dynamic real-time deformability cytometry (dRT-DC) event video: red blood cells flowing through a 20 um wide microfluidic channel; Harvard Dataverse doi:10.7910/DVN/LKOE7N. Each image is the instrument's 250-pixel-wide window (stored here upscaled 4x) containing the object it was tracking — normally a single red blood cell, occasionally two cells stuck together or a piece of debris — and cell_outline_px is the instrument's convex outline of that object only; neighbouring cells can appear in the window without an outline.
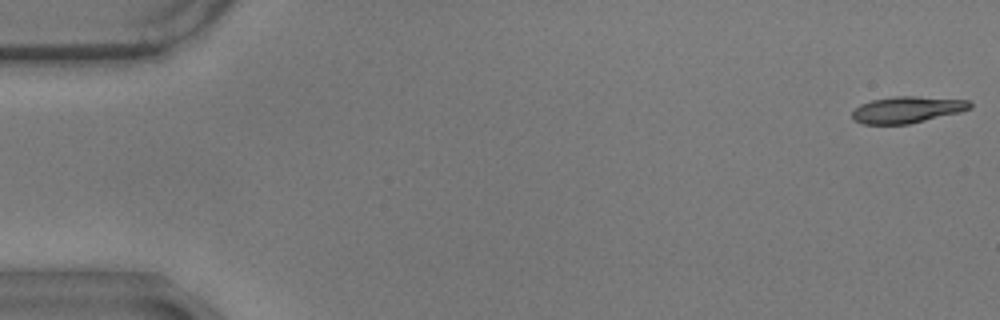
{"species": "common noctule bat (a hibernating species)", "species_latin": "Nyctalus noctula", "temperature_condition": "warm", "stored_images_in_passage": 9, "camera_frame_rate_fps": 3000, "um_per_image_px": 0.085, "animal": {"sex": "male", "body_mass_g": 17.9}, "frame": {"image": 1, "passage_image": 1, "time_ms": 0.0, "image_size_px": [1000, 320], "cell_outline_px": [[972, 108], [960, 112], [908, 124], [864, 124], [856, 120], [852, 116], [852, 112], [860, 104], [872, 100], [896, 96], [916, 96], [968, 100], [972, 104]], "centroid_in_image_um": [77.13, 9.31], "position_along_channel_um": 7.9, "area_um2": 18.03}}